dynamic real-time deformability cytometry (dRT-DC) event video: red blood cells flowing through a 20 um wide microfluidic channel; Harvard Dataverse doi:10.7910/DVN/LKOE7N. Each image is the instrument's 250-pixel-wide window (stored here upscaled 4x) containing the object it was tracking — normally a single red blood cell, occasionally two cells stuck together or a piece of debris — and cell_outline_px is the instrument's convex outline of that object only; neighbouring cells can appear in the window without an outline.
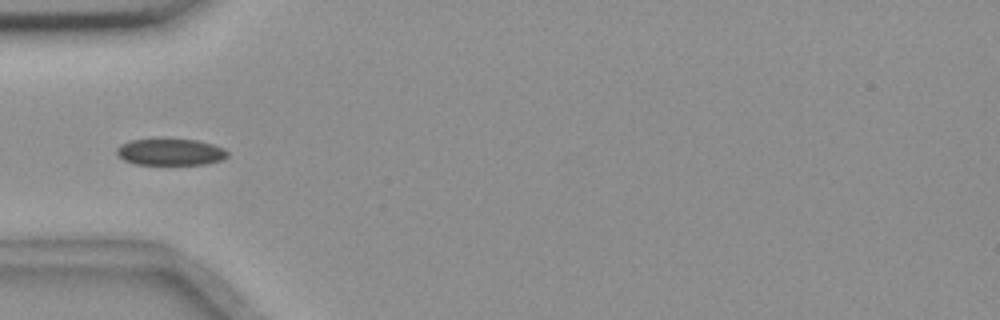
{"species": "common noctule bat (a hibernating species)", "species_latin": "Nyctalus noctula", "temperature_condition": "room temperature", "stored_images_in_passage": 39, "camera_frame_rate_fps": 3000, "um_per_image_px": 0.085, "animal": {"sex": "female", "body_mass_g": 18.4}, "frame": {"image": 1, "passage_image": 1, "time_ms": 0.0, "image_size_px": [1000, 320], "cell_outline_px": [[228, 156], [220, 160], [204, 164], [136, 164], [124, 160], [116, 152], [116, 148], [120, 144], [128, 140], [196, 140], [212, 144], [224, 148], [228, 152]], "centroid_in_image_um": [14.47, 12.92], "position_along_channel_um": 70.5, "area_um2": 16.88}}
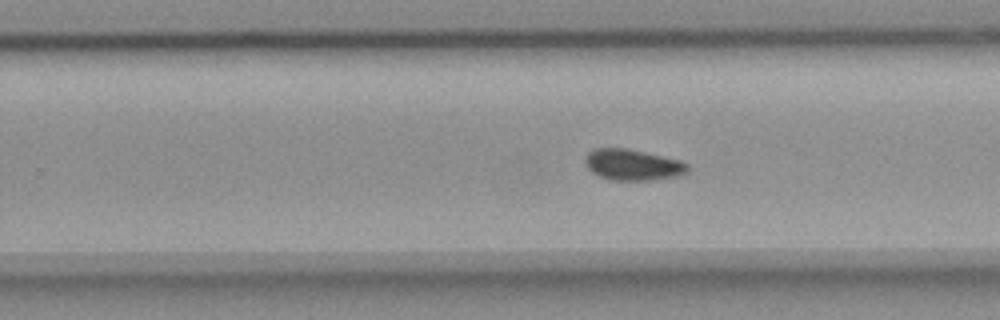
{"frame": {"image": 2, "passage_image": 18, "time_ms": 5.667, "image_size_px": [1000, 320], "cell_outline_px": [[688, 172], [680, 176], [652, 180], [612, 180], [600, 176], [592, 172], [584, 164], [584, 156], [588, 152], [596, 148], [628, 148], [680, 160], [688, 164]], "centroid_in_image_um": [53.77, 14.0], "position_along_channel_um": 276.0, "area_um2": 18.73}}
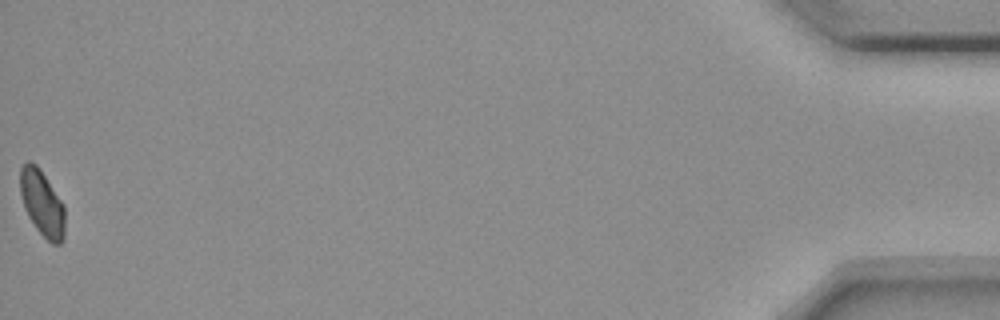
{"frame": {"image": 3, "passage_image": 39, "time_ms": 12.667, "image_size_px": [1000, 320], "cell_outline_px": [[64, 240], [60, 244], [52, 244], [36, 228], [28, 216], [24, 208], [20, 192], [20, 168], [28, 160], [36, 164], [40, 168], [64, 204]], "centroid_in_image_um": [3.58, 17.26], "position_along_channel_um": 431.6, "area_um2": 17.22}, "authors_computed_cell_mechanics": {"area_um2": 17.918, "velocity_mm_per_s": 3.6348, "shape_relaxation_time_tau1_ms": 3.7766, "shape_relaxation_time_tau2_ms": 3.1168, "deformation_change_tau1": 0.0524, "deformation_change_tau2": 0.046}}